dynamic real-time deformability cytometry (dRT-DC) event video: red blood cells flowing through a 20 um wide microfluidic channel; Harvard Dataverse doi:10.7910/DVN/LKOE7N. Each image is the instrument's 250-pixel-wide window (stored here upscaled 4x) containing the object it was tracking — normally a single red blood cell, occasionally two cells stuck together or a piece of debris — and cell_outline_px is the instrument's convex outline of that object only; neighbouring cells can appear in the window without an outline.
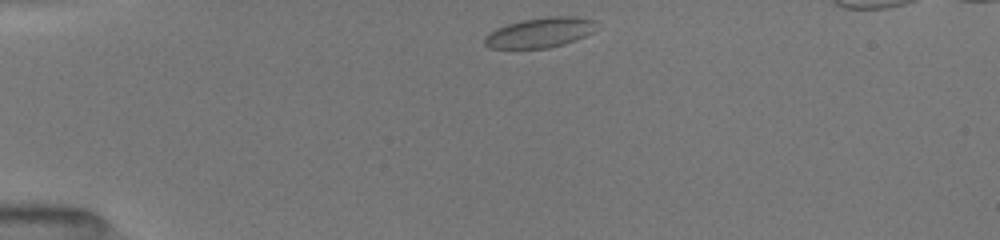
{"species": "common noctule bat (a hibernating species)", "species_latin": "Nyctalus noctula", "temperature_condition": "room temperature", "stored_images_in_passage": 39, "camera_frame_rate_fps": 3000, "um_per_image_px": 0.085, "animal": {"sex": "female", "body_mass_g": 19.5, "forearm_length_mm": 54.1}, "frame": {"image": 1, "passage_image": 1, "time_ms": 0.0, "image_size_px": [1000, 240], "cell_outline_px": [[596, 32], [576, 40], [564, 44], [548, 48], [488, 48], [484, 44], [484, 36], [488, 32], [496, 28], [508, 24], [524, 20], [548, 16], [576, 16], [596, 20]], "centroid_in_image_um": [45.93, 2.77], "position_along_channel_um": 39.1, "area_um2": 19.83}}
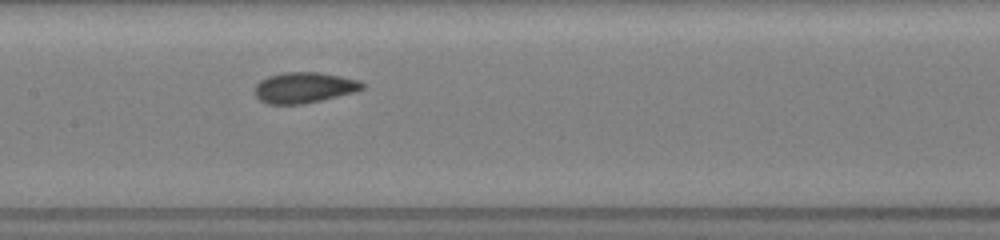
{"frame": {"image": 2, "passage_image": 16, "time_ms": 4.667, "image_size_px": [1000, 240], "cell_outline_px": [[364, 88], [356, 92], [304, 104], [268, 104], [260, 100], [256, 96], [256, 84], [260, 80], [268, 76], [284, 72], [320, 72], [360, 80], [364, 84]], "centroid_in_image_um": [25.87, 7.44], "position_along_channel_um": 181.5, "area_um2": 19.31}}
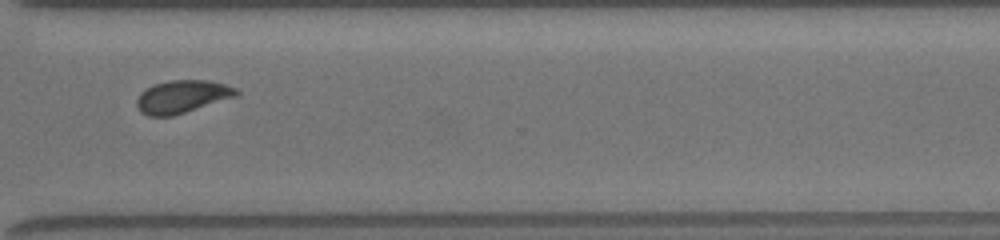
{"frame": {"image": 3, "passage_image": 38, "time_ms": 9.0, "image_size_px": [1000, 240], "cell_outline_px": [[240, 92], [236, 96], [172, 116], [148, 116], [140, 112], [136, 104], [136, 100], [140, 92], [152, 84], [168, 80], [208, 80], [224, 84], [236, 88]], "centroid_in_image_um": [15.44, 8.2], "position_along_channel_um": 355.2, "area_um2": 19.02}}